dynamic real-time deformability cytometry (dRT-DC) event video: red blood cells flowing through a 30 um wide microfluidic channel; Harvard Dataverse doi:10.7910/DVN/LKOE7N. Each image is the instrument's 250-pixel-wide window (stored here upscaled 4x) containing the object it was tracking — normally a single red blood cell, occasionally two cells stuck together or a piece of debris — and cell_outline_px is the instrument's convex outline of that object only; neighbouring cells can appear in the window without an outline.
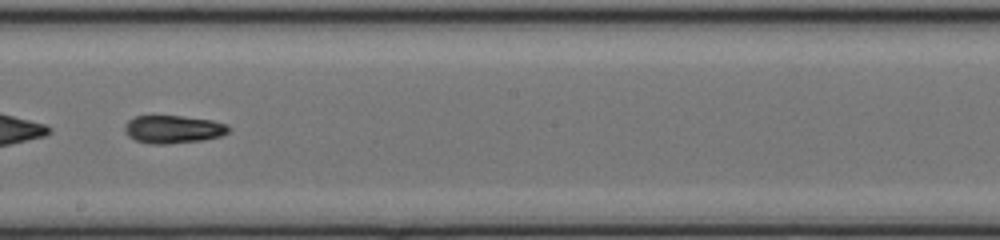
{"species": "common noctule bat (a hibernating species)", "species_latin": "Nyctalus noctula", "temperature_condition": "cold", "stored_images_in_passage": 50, "segment_of_instrument_passage": [2, 2], "camera_frame_rate_fps": 3000, "um_per_image_px": 0.085, "animal": {"sex": "female", "body_mass_g": 17.0, "forearm_length_mm": 48.0}, "frame": {"image": 1, "passage_image": 30, "time_ms": 9.667, "image_size_px": [1000, 240], "cell_outline_px": [[232, 128], [228, 132], [220, 136], [204, 140], [168, 144], [152, 144], [136, 140], [128, 136], [124, 132], [124, 124], [128, 120], [136, 116], [184, 116], [212, 120], [228, 124]], "centroid_in_image_um": [14.73, 10.99], "position_along_channel_um": 233.5, "area_um2": 17.11}}
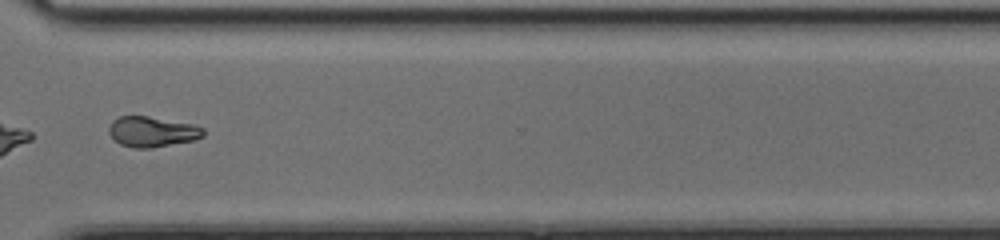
{"frame": {"image": 2, "passage_image": 39, "time_ms": 12.667, "image_size_px": [1000, 240], "cell_outline_px": [[204, 136], [192, 140], [152, 148], [132, 148], [120, 144], [108, 132], [108, 128], [112, 120], [120, 116], [148, 116], [192, 124], [204, 128]], "centroid_in_image_um": [12.91, 11.19], "position_along_channel_um": 357.7, "area_um2": 16.65}}